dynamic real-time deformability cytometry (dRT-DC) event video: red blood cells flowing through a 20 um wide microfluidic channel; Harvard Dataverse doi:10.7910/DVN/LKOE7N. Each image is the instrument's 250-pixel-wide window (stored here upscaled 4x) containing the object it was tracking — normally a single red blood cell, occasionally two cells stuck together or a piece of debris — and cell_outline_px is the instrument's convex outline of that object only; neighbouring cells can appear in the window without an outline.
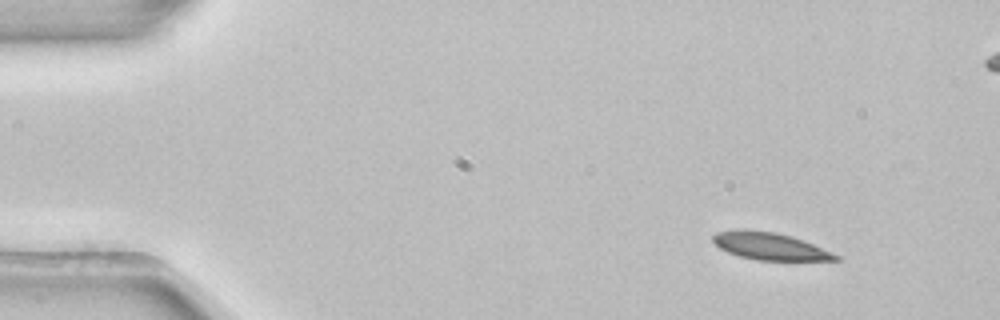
{"species": "common noctule bat (a hibernating species)", "species_latin": "Nyctalus noctula", "temperature_condition": "room temperature", "stored_images_in_passage": 5, "camera_frame_rate_fps": 3000, "um_per_image_px": 0.085, "animal": {"sex": "female", "body_mass_g": 22.7, "forearm_length_mm": 54.2}, "frame": {"image": 1, "passage_image": 1, "time_ms": 0.0, "image_size_px": [1000, 320], "cell_outline_px": [[840, 260], [756, 260], [740, 256], [728, 252], [720, 248], [712, 240], [712, 236], [716, 232], [744, 228], [776, 232], [792, 236], [804, 240], [840, 256]], "centroid_in_image_um": [65.41, 20.91], "position_along_channel_um": 19.6, "area_um2": 19.54}}